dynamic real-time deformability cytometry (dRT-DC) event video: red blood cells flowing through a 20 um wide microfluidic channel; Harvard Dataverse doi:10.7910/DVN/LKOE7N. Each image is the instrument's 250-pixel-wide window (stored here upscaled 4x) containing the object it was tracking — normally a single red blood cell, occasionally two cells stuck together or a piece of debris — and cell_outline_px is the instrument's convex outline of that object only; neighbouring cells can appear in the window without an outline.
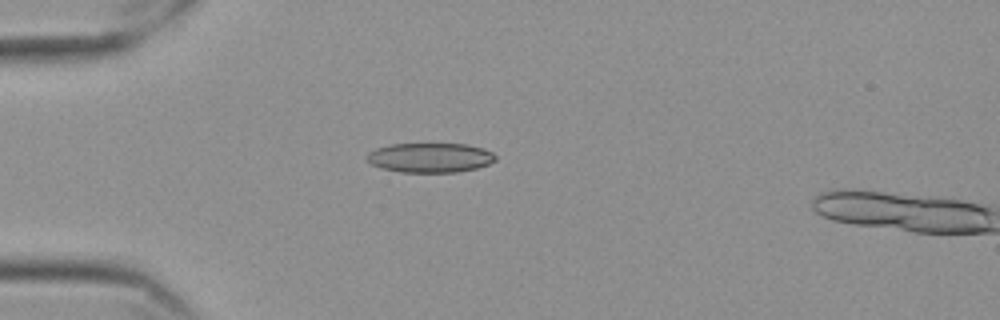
{"species": "Egyptian fruit bat (a non-hibernating species)", "species_latin": "Rousettus aegyptiacus", "temperature_condition": "cold", "stored_images_in_passage": 3, "camera_frame_rate_fps": 3000, "um_per_image_px": 0.085, "frame": {"image": 1, "passage_image": 1, "time_ms": 0.0, "image_size_px": [1000, 320], "cell_outline_px": [[496, 160], [488, 164], [476, 168], [456, 172], [400, 172], [380, 168], [372, 164], [368, 160], [368, 152], [376, 148], [388, 144], [468, 144], [484, 148], [492, 152], [496, 156]], "centroid_in_image_um": [36.57, 13.39], "position_along_channel_um": 48.4, "area_um2": 22.2}}